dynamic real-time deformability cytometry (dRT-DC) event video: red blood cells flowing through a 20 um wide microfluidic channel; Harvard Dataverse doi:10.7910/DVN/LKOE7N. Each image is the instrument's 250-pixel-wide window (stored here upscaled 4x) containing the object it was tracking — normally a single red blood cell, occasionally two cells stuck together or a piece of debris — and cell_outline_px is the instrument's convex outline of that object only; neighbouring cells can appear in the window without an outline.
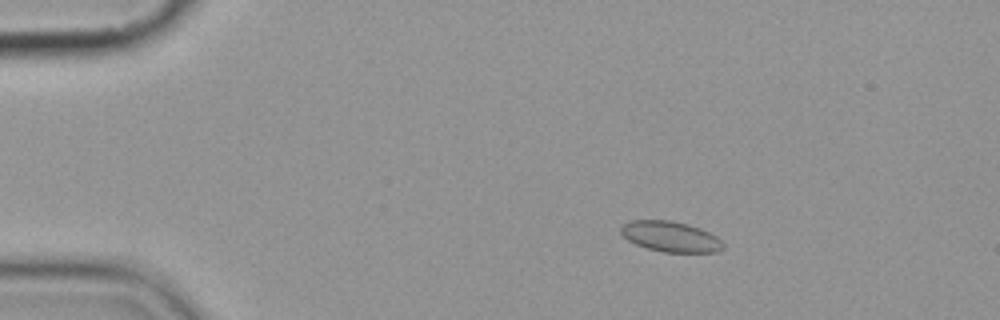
{"species": "common noctule bat (a hibernating species)", "species_latin": "Nyctalus noctula", "temperature_condition": "cold", "stored_images_in_passage": 5, "camera_frame_rate_fps": 3000, "um_per_image_px": 0.085, "animal": {"sex": "female", "body_mass_g": 19.9}, "frame": {"image": 1, "passage_image": 3, "time_ms": 2.667, "image_size_px": [1000, 320], "cell_outline_px": [[724, 248], [720, 252], [664, 252], [648, 248], [636, 244], [628, 240], [620, 232], [620, 228], [628, 220], [668, 220], [688, 224], [700, 228], [716, 236], [724, 244]], "centroid_in_image_um": [57.0, 20.11], "position_along_channel_um": 28.0, "area_um2": 18.15}}